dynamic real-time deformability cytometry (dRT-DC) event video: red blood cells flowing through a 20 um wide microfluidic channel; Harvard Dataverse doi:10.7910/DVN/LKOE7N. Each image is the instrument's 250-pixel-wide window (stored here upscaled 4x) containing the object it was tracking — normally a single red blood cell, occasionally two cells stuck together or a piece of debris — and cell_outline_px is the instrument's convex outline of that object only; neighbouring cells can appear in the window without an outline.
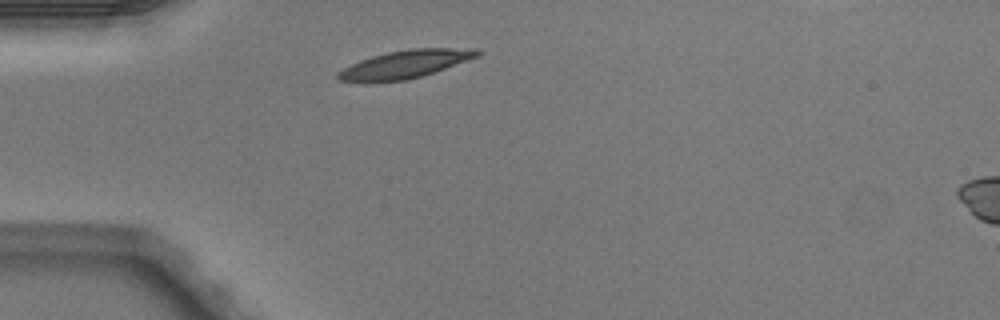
{"species": "Egyptian fruit bat (a non-hibernating species)", "species_latin": "Rousettus aegyptiacus", "temperature_condition": "warm", "stored_images_in_passage": 2, "camera_frame_rate_fps": 3000, "um_per_image_px": 0.085, "animal": {"sex": "male"}, "frame": {"image": 1, "passage_image": 1, "time_ms": 0.0, "image_size_px": [1000, 320], "cell_outline_px": [[484, 52], [480, 56], [420, 76], [404, 80], [336, 80], [336, 72], [360, 60], [372, 56], [388, 52], [412, 48], [476, 48]], "centroid_in_image_um": [34.51, 5.41], "position_along_channel_um": 50.5, "area_um2": 22.02}}